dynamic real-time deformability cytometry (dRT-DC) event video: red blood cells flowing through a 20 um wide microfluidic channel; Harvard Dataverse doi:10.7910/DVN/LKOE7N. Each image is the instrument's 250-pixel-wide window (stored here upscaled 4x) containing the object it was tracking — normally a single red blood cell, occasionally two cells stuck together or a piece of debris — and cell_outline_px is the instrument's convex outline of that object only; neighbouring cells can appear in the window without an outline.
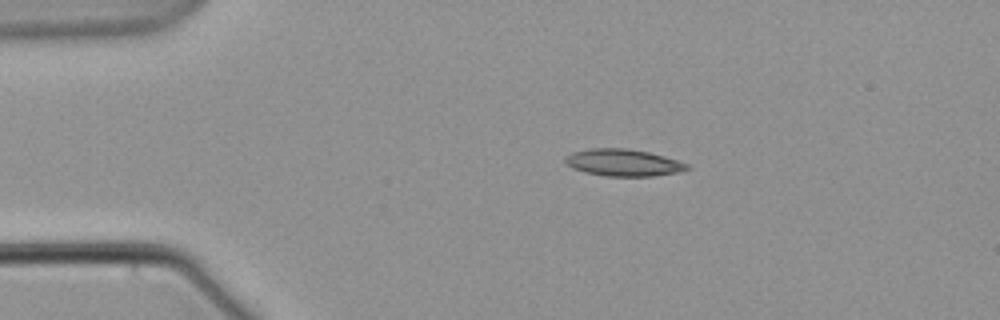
{"species": "common noctule bat (a hibernating species)", "species_latin": "Nyctalus noctula", "temperature_condition": "warm", "stored_images_in_passage": 5, "camera_frame_rate_fps": 3000, "um_per_image_px": 0.085, "animal": {"sex": "male", "body_mass_g": 21.5, "forearm_length_mm": 52.0}, "frame": {"image": 1, "passage_image": 2, "time_ms": 2.333, "image_size_px": [1000, 320], "cell_outline_px": [[692, 168], [680, 172], [652, 176], [604, 176], [584, 172], [572, 168], [564, 160], [564, 156], [572, 152], [592, 148], [624, 148], [648, 152], [664, 156], [688, 164]], "centroid_in_image_um": [52.97, 13.83], "position_along_channel_um": 32.0, "area_um2": 19.19}}
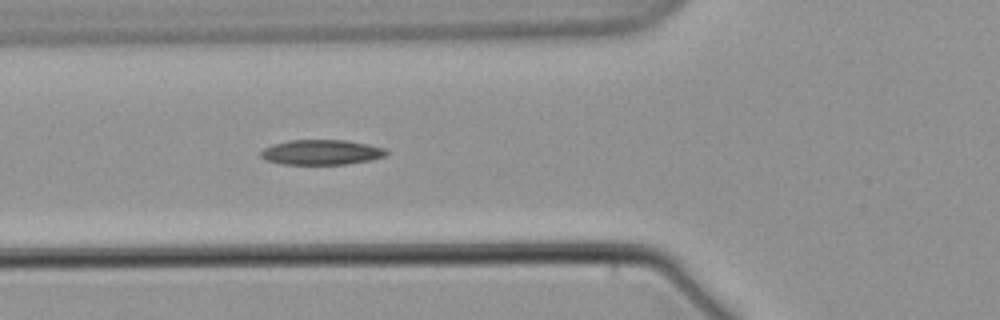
{"frame": {"image": 2, "passage_image": 5, "time_ms": 6.0, "image_size_px": [1000, 320], "cell_outline_px": [[388, 152], [384, 156], [372, 160], [348, 164], [280, 164], [264, 160], [260, 156], [260, 152], [264, 148], [272, 144], [288, 140], [344, 140], [368, 144], [384, 148]], "centroid_in_image_um": [27.28, 12.94], "position_along_channel_um": 98.5, "area_um2": 18.44}}